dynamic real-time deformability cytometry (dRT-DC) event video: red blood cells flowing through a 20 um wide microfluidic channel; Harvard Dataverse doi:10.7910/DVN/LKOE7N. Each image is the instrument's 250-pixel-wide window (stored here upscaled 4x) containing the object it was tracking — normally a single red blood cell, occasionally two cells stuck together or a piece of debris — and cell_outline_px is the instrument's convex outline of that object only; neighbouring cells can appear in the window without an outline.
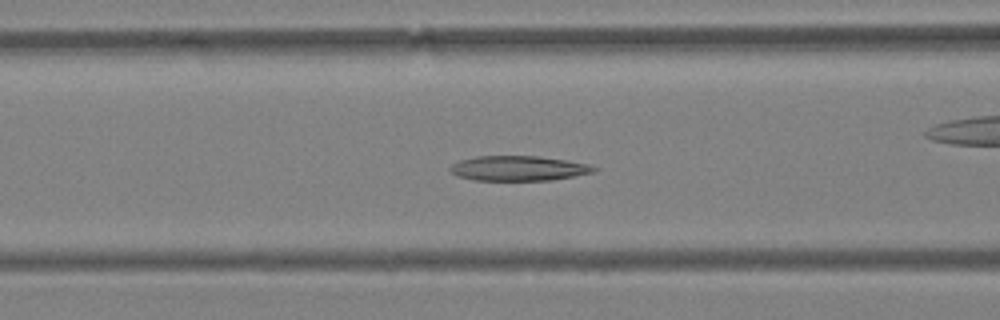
{"species": "Egyptian fruit bat (a non-hibernating species)", "species_latin": "Rousettus aegyptiacus", "temperature_condition": "warm", "stored_images_in_passage": 55, "camera_frame_rate_fps": 3000, "um_per_image_px": 0.085, "animal": {"sex": "female"}, "frame": {"image": 1, "passage_image": 22, "time_ms": 7.0, "image_size_px": [1000, 320], "cell_outline_px": [[600, 168], [596, 172], [552, 180], [472, 180], [456, 176], [448, 168], [452, 164], [460, 160], [476, 156], [536, 156], [564, 160], [588, 164]], "centroid_in_image_um": [44.07, 14.31], "position_along_channel_um": 122.5, "area_um2": 20.92}}
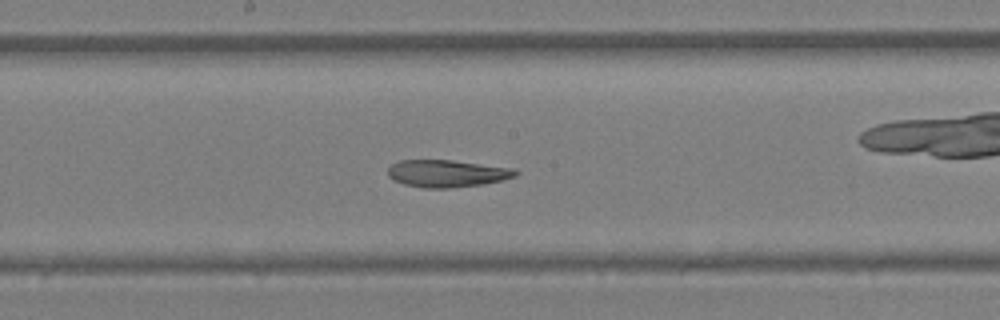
{"frame": {"image": 2, "passage_image": 29, "time_ms": 9.333, "image_size_px": [1000, 320], "cell_outline_px": [[520, 172], [516, 176], [504, 180], [484, 184], [452, 188], [424, 188], [404, 184], [392, 180], [388, 176], [388, 168], [392, 164], [400, 160], [452, 160], [512, 168]], "centroid_in_image_um": [38.0, 14.75], "position_along_channel_um": 210.2, "area_um2": 20.4}}
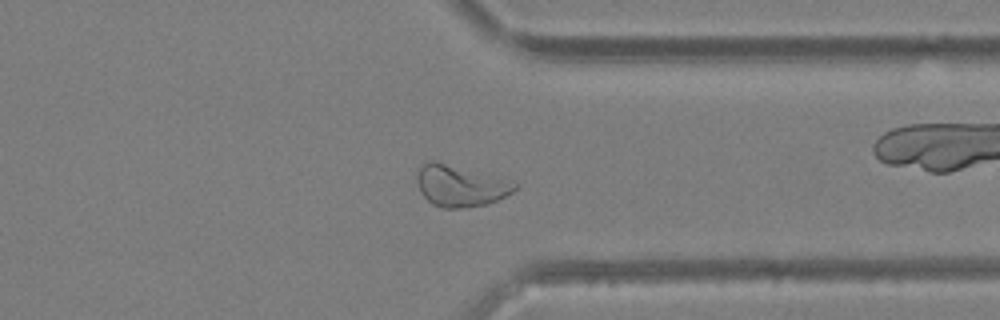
{"frame": {"image": 3, "passage_image": 42, "time_ms": 13.667, "image_size_px": [1000, 320], "cell_outline_px": [[520, 184], [512, 192], [488, 204], [468, 208], [444, 208], [432, 204], [420, 192], [416, 180], [416, 172], [424, 160], [436, 160]], "centroid_in_image_um": [39.05, 15.79], "position_along_channel_um": 372.3, "area_um2": 23.58}, "authors_computed_cell_mechanics": {"area_um2": 24.7962, "velocity_mm_per_s": 3.7638, "shape_relaxation_time_tau1_ms": null, "shape_relaxation_time_tau2_ms": 3.388, "deformation_change_tau1": null, "deformation_change_tau2": 0.1042}}